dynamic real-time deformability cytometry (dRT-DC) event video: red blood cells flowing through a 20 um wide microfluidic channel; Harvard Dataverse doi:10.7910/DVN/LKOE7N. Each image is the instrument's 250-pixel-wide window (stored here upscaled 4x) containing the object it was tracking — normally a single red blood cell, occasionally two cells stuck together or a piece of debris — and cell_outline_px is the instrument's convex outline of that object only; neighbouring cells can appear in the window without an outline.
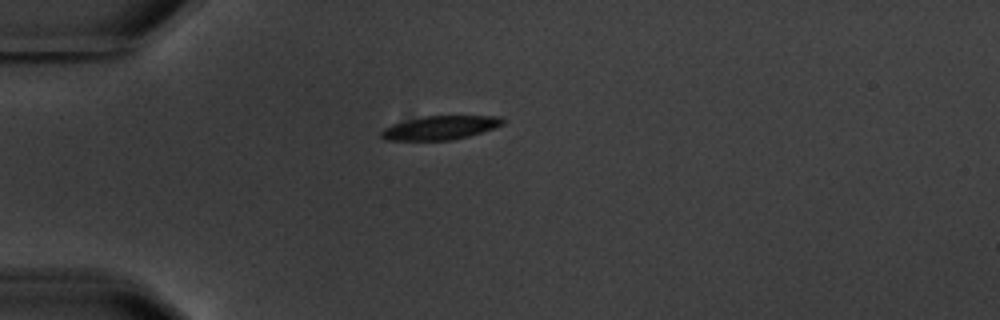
{"species": "common noctule bat (a hibernating species)", "species_latin": "Nyctalus noctula", "temperature_condition": "warm", "stored_images_in_passage": 8, "camera_frame_rate_fps": 3000, "um_per_image_px": 0.085, "animal": {"sex": "male", "body_mass_g": 20.1, "forearm_length_mm": 53.5}, "frame": {"image": 1, "passage_image": 1, "time_ms": 0.0, "image_size_px": [1000, 320], "cell_outline_px": [[504, 124], [468, 136], [452, 140], [384, 140], [380, 136], [380, 132], [384, 128], [392, 124], [424, 116], [500, 116], [504, 120]], "centroid_in_image_um": [37.38, 10.86], "position_along_channel_um": 47.6, "area_um2": 16.65}}
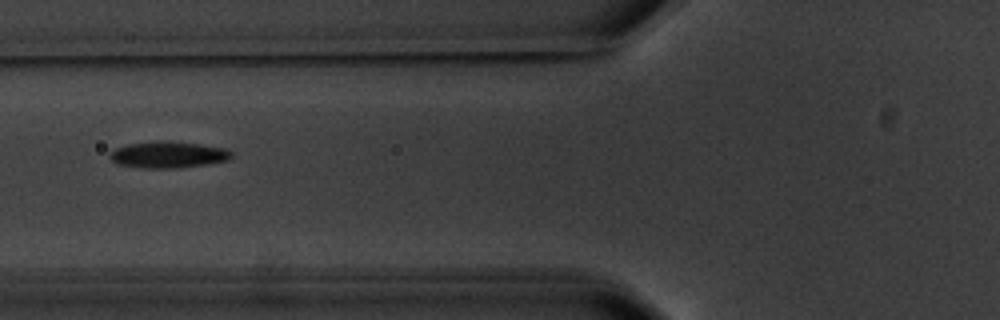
{"frame": {"image": 2, "passage_image": 3, "time_ms": 2.333, "image_size_px": [1000, 320], "cell_outline_px": [[232, 156], [228, 160], [208, 164], [180, 168], [144, 168], [116, 164], [108, 156], [116, 148], [128, 144], [160, 140], [164, 140], [200, 144], [224, 148], [232, 152]], "centroid_in_image_um": [14.3, 13.15], "position_along_channel_um": 111.5, "area_um2": 18.84}}